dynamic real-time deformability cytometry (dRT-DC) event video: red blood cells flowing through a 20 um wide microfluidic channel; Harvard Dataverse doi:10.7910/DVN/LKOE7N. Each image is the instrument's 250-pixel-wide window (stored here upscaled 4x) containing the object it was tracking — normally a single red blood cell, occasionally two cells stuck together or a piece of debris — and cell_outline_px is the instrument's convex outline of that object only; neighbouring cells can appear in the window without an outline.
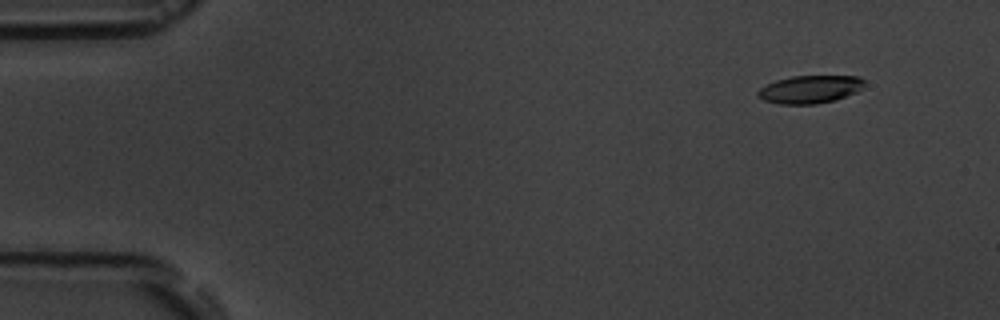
{"species": "common noctule bat (a hibernating species)", "species_latin": "Nyctalus noctula", "temperature_condition": "room temperature", "stored_images_in_passage": 4, "camera_frame_rate_fps": 3000, "um_per_image_px": 0.085, "animal": {"sex": "male", "body_mass_g": 19.5, "forearm_length_mm": 54.6}, "frame": {"image": 1, "passage_image": 1, "time_ms": 0.0, "image_size_px": [1000, 320], "cell_outline_px": [[864, 84], [856, 92], [836, 100], [816, 104], [780, 104], [764, 100], [756, 96], [756, 92], [760, 88], [776, 80], [792, 76], [860, 76], [864, 80]], "centroid_in_image_um": [68.83, 7.59], "position_along_channel_um": 16.2, "area_um2": 17.28}}
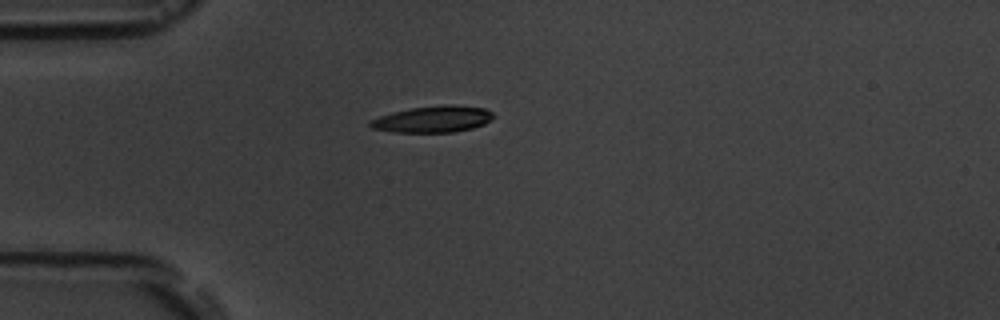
{"frame": {"image": 2, "passage_image": 3, "time_ms": 3.333, "image_size_px": [1000, 320], "cell_outline_px": [[496, 116], [492, 120], [484, 124], [472, 128], [452, 132], [392, 132], [372, 128], [368, 124], [372, 120], [380, 116], [392, 112], [412, 108], [448, 104], [452, 104], [484, 108], [492, 112]], "centroid_in_image_um": [36.84, 10.13], "position_along_channel_um": 48.2, "area_um2": 18.96}}